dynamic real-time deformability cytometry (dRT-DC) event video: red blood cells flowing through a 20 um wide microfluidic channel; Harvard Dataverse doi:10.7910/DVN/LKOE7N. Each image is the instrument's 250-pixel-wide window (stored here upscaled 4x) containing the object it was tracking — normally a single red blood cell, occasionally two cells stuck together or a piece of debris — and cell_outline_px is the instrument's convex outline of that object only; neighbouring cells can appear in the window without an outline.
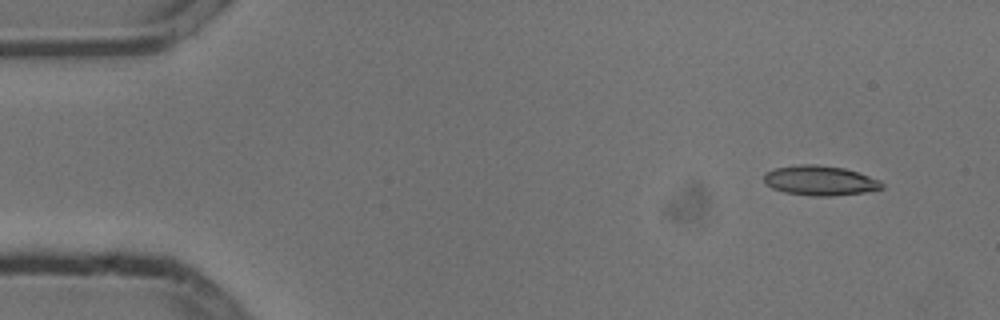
{"species": "common noctule bat (a hibernating species)", "species_latin": "Nyctalus noctula", "temperature_condition": "cold", "stored_images_in_passage": 5, "camera_frame_rate_fps": 3000, "um_per_image_px": 0.085, "animal": {"sex": "male", "body_mass_g": 13.3}, "frame": {"image": 1, "passage_image": 2, "time_ms": 0.333, "image_size_px": [1000, 320], "cell_outline_px": [[884, 188], [864, 192], [832, 196], [812, 196], [784, 192], [772, 188], [764, 180], [764, 172], [776, 168], [800, 164], [816, 164], [844, 168], [880, 180], [884, 184]], "centroid_in_image_um": [69.7, 15.35], "position_along_channel_um": 15.3, "area_um2": 20.4}}
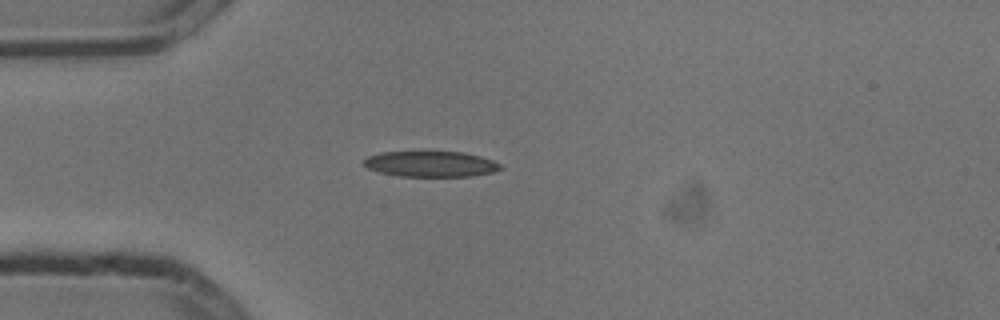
{"frame": {"image": 2, "passage_image": 5, "time_ms": 1.333, "image_size_px": [1000, 320], "cell_outline_px": [[504, 168], [492, 172], [472, 176], [400, 176], [380, 172], [368, 168], [364, 164], [364, 160], [368, 156], [380, 152], [464, 152], [480, 156], [492, 160], [500, 164]], "centroid_in_image_um": [36.63, 13.94], "position_along_channel_um": 48.4, "area_um2": 20.29}}